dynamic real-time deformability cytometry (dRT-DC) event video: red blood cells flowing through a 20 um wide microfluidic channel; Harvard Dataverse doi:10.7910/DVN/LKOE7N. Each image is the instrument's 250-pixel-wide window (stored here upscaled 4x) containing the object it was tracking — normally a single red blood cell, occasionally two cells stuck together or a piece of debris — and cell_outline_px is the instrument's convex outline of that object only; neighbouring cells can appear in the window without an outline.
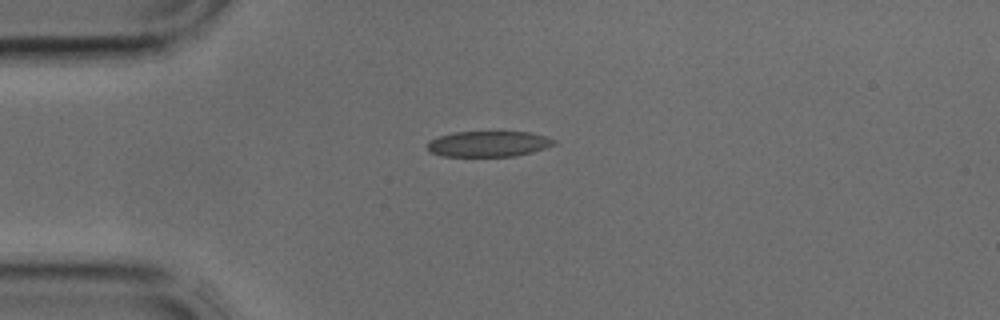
{"species": "common noctule bat (a hibernating species)", "species_latin": "Nyctalus noctula", "temperature_condition": "cold", "stored_images_in_passage": 2, "camera_frame_rate_fps": 3000, "um_per_image_px": 0.085, "animal": {"sex": "male", "body_mass_g": 17.9, "forearm_length_mm": 54.2}, "frame": {"image": 1, "passage_image": 1, "time_ms": 0.0, "image_size_px": [1000, 320], "cell_outline_px": [[556, 144], [532, 152], [516, 156], [444, 156], [428, 152], [428, 140], [452, 132], [528, 132], [544, 136], [556, 140]], "centroid_in_image_um": [41.5, 12.23], "position_along_channel_um": 43.5, "area_um2": 18.9}}
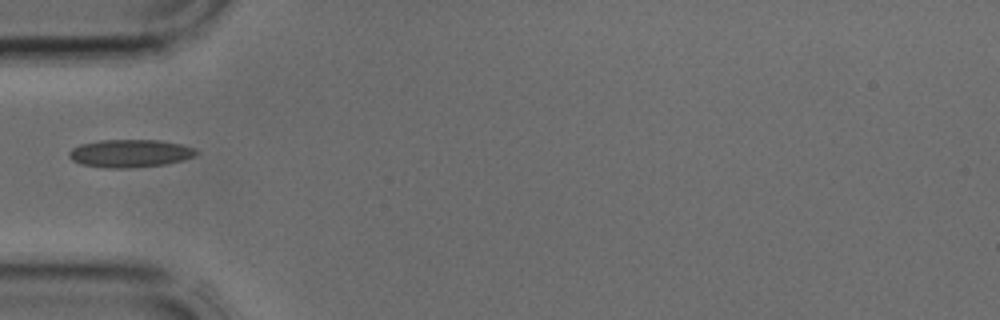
{"frame": {"image": 2, "passage_image": 2, "time_ms": 0.333, "image_size_px": [1000, 320], "cell_outline_px": [[200, 152], [196, 156], [184, 160], [164, 164], [128, 168], [108, 168], [80, 164], [72, 160], [68, 156], [68, 152], [72, 148], [80, 144], [100, 140], [160, 140], [180, 144], [196, 148]], "centroid_in_image_um": [11.07, 13.03], "position_along_channel_um": 73.9, "area_um2": 20.81}}